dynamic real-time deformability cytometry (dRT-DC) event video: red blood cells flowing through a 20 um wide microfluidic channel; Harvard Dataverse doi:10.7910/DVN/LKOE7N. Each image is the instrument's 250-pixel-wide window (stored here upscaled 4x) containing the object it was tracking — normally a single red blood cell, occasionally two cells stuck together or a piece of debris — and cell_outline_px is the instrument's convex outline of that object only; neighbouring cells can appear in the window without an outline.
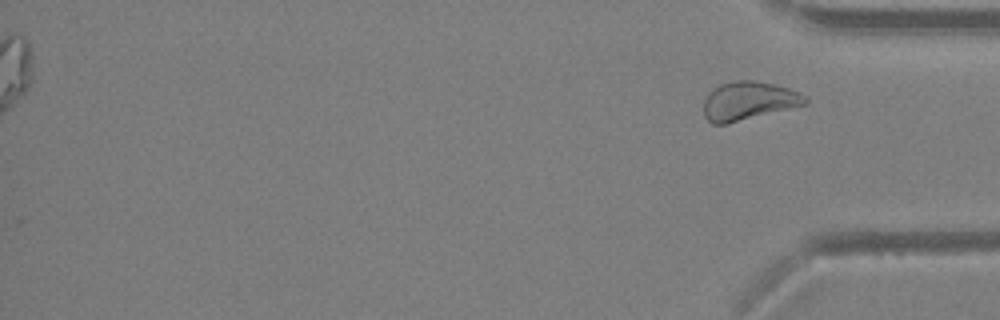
{"species": "Egyptian fruit bat (a non-hibernating species)", "species_latin": "Rousettus aegyptiacus", "temperature_condition": "warm", "stored_images_in_passage": 30, "segment_of_instrument_passage": [2, 2], "camera_frame_rate_fps": 3000, "um_per_image_px": 0.085, "animal": {"sex": "female"}, "frame": {"image": 1, "passage_image": 30, "time_ms": 9.667, "image_size_px": [1000, 320], "cell_outline_px": [[808, 104], [728, 124], [712, 124], [704, 116], [704, 100], [708, 92], [712, 88], [720, 84], [736, 80], [752, 80], [776, 84], [800, 92], [808, 100]], "centroid_in_image_um": [63.62, 8.57], "position_along_channel_um": 371.6, "area_um2": 23.06}}